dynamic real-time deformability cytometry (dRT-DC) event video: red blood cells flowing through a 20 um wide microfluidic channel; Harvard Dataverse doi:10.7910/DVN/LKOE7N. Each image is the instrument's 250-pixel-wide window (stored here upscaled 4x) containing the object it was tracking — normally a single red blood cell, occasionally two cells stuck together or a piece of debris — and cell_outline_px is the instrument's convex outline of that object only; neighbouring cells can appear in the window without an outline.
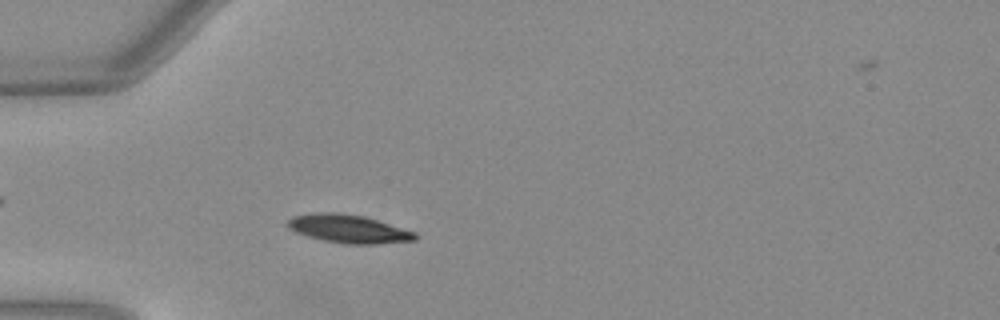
{"species": "Egyptian fruit bat (a non-hibernating species)", "species_latin": "Rousettus aegyptiacus", "temperature_condition": "warm", "stored_images_in_passage": 52, "camera_frame_rate_fps": 3000, "um_per_image_px": 0.085, "animal": {"sex": "female"}, "frame": {"image": 1, "passage_image": 16, "time_ms": 5.0, "image_size_px": [1000, 320], "cell_outline_px": [[416, 240], [376, 244], [348, 244], [324, 240], [296, 232], [288, 228], [284, 224], [292, 216], [316, 212], [336, 212], [364, 216], [416, 232]], "centroid_in_image_um": [29.6, 19.44], "position_along_channel_um": 55.4, "area_um2": 20.92}}
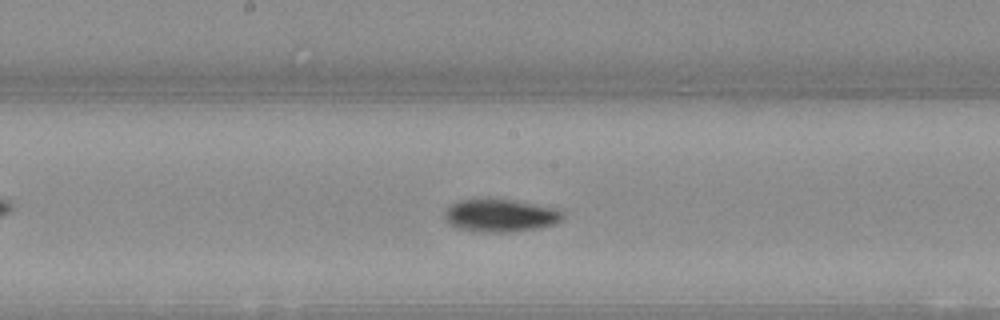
{"frame": {"image": 2, "passage_image": 28, "time_ms": 9.0, "image_size_px": [1000, 320], "cell_outline_px": [[564, 216], [560, 220], [552, 224], [540, 228], [512, 232], [476, 232], [460, 228], [452, 224], [444, 216], [444, 212], [452, 204], [460, 200], [512, 200], [552, 208], [564, 212]], "centroid_in_image_um": [42.54, 18.34], "position_along_channel_um": 205.7, "area_um2": 21.96}}
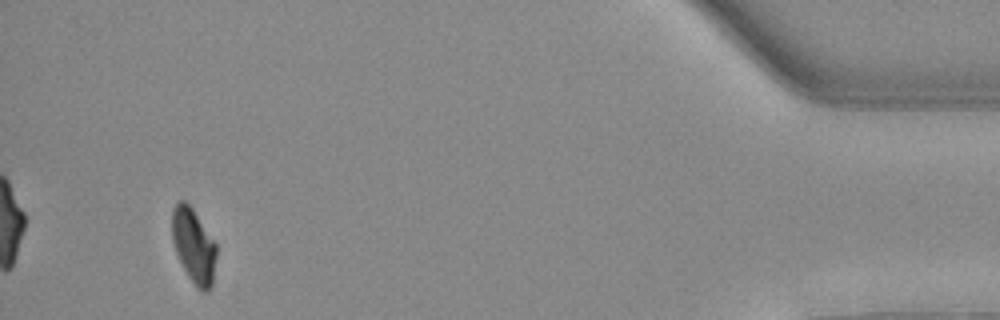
{"frame": {"image": 3, "passage_image": 49, "time_ms": 16.0, "image_size_px": [1000, 320], "cell_outline_px": [[216, 256], [212, 284], [208, 292], [204, 292], [188, 276], [176, 252], [172, 240], [172, 208], [180, 200], [184, 200], [192, 208], [216, 244]], "centroid_in_image_um": [16.45, 20.86], "position_along_channel_um": 418.7, "area_um2": 18.84}, "authors_computed_cell_mechanics": {"area_um2": 20.3167, "velocity_mm_per_s": 4.0078, "shape_relaxation_time_tau1_ms": 7.4566, "shape_relaxation_time_tau2_ms": null, "deformation_change_tau1": 0.2138, "deformation_change_tau2": null}}